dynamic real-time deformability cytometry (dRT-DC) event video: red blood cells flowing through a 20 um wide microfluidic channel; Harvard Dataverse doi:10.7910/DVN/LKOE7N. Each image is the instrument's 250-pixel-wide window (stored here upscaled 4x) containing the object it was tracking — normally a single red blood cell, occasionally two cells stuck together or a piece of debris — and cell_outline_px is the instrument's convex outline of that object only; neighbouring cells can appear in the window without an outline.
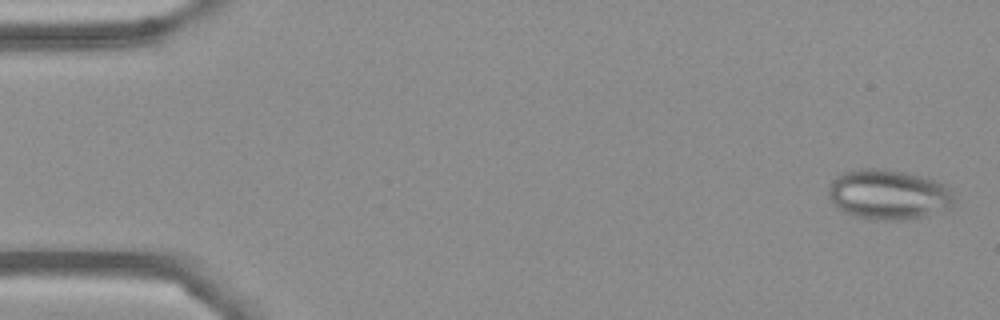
{"species": "Egyptian fruit bat (a non-hibernating species)", "species_latin": "Rousettus aegyptiacus", "temperature_condition": "cold", "stored_images_in_passage": 55, "camera_frame_rate_fps": 3000, "um_per_image_px": 0.085, "frame": {"image": 1, "passage_image": 2, "time_ms": 0.333, "image_size_px": [1000, 320], "cell_outline_px": [[952, 208], [924, 216], [904, 220], [868, 220], [844, 212], [832, 200], [828, 192], [828, 188], [832, 180], [840, 172], [860, 168], [884, 168], [904, 172], [936, 180], [944, 184], [948, 188], [952, 196]], "centroid_in_image_um": [75.5, 16.53], "position_along_channel_um": 9.5, "area_um2": 36.7}}
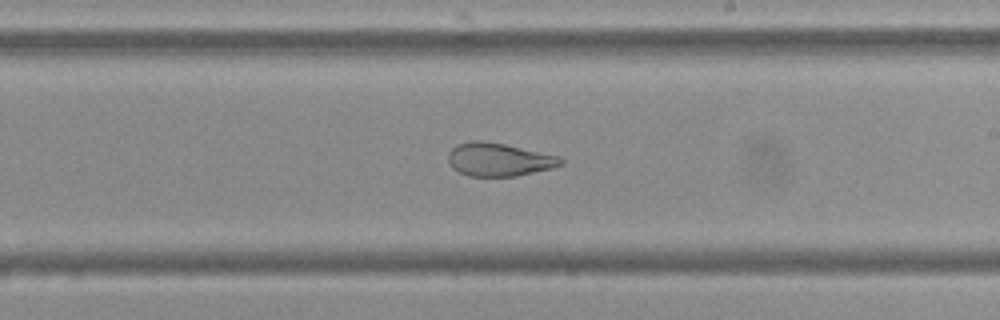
{"frame": {"image": 2, "passage_image": 32, "time_ms": 10.333, "image_size_px": [1000, 320], "cell_outline_px": [[564, 164], [552, 168], [516, 176], [468, 176], [452, 168], [448, 164], [448, 152], [456, 144], [472, 140], [480, 140], [504, 144], [560, 156], [564, 160]], "centroid_in_image_um": [42.39, 13.56], "position_along_channel_um": 246.6, "area_um2": 21.91}}
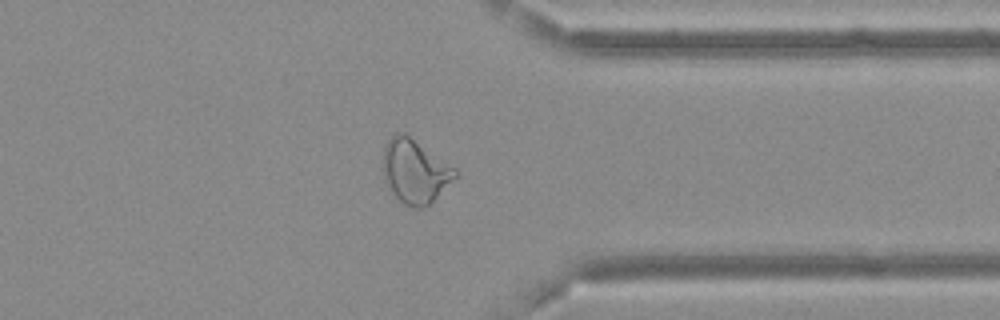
{"frame": {"image": 3, "passage_image": 43, "time_ms": 14.0, "image_size_px": [1000, 320], "cell_outline_px": [[460, 176], [424, 208], [416, 208], [404, 204], [396, 196], [388, 184], [384, 176], [384, 144], [396, 132], [404, 132], [456, 168], [460, 172]], "centroid_in_image_um": [35.33, 14.54], "position_along_channel_um": 376.1, "area_um2": 26.7}, "authors_computed_cell_mechanics": {"area_um2": 28.322, "velocity_mm_per_s": 3.667, "shape_relaxation_time_tau1_ms": null, "shape_relaxation_time_tau2_ms": 1.3913, "deformation_change_tau1": null, "deformation_change_tau2": 0.0895}}